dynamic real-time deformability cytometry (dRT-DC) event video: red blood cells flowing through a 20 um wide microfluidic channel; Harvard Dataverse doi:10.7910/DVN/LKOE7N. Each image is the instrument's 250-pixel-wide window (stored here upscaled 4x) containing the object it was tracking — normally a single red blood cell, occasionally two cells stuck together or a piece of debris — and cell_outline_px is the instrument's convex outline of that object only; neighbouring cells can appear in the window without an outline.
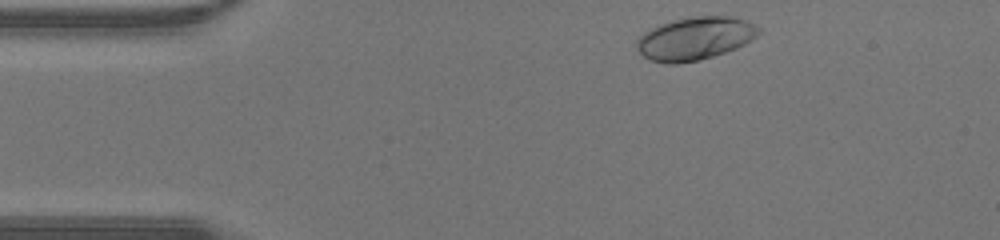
{"species": "human", "species_latin": "Homo sapiens", "temperature_condition": "warm", "stored_images_in_passage": 34, "camera_frame_rate_fps": 3000, "um_per_image_px": 0.085, "donor": {"sex": "male"}, "frame": {"image": 1, "passage_image": 1, "time_ms": 0.0, "image_size_px": [1000, 240], "cell_outline_px": [[764, 28], [756, 36], [744, 44], [736, 48], [712, 56], [696, 60], [676, 64], [668, 64], [652, 60], [644, 56], [636, 48], [636, 40], [644, 32], [660, 24], [672, 20], [696, 16], [728, 16], [748, 20]], "centroid_in_image_um": [59.1, 3.25], "position_along_channel_um": 25.9, "area_um2": 30.46}}
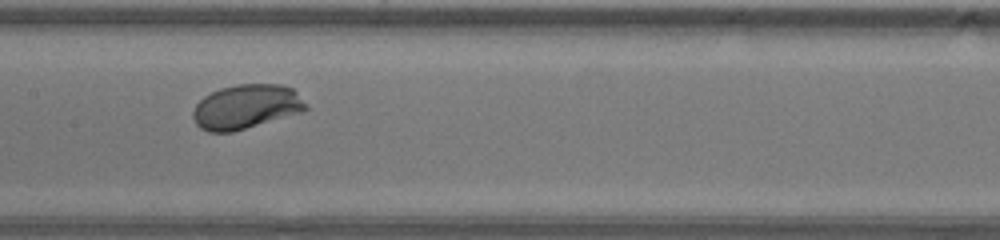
{"frame": {"image": 2, "passage_image": 15, "time_ms": 4.667, "image_size_px": [1000, 240], "cell_outline_px": [[308, 108], [304, 112], [232, 132], [208, 132], [200, 128], [196, 124], [192, 116], [192, 112], [196, 104], [204, 96], [220, 88], [236, 84], [280, 84], [292, 88], [296, 92]], "centroid_in_image_um": [20.91, 9.08], "position_along_channel_um": 186.5, "area_um2": 29.25}}
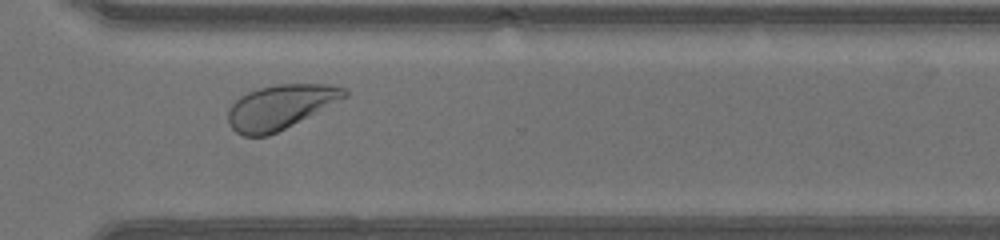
{"frame": {"image": 3, "passage_image": 25, "time_ms": 8.0, "image_size_px": [1000, 240], "cell_outline_px": [[348, 96], [268, 136], [244, 136], [236, 132], [232, 128], [228, 120], [228, 108], [240, 96], [248, 92], [260, 88], [276, 84], [332, 84], [344, 88], [348, 92]], "centroid_in_image_um": [23.81, 9.07], "position_along_channel_um": 346.8, "area_um2": 29.65}}